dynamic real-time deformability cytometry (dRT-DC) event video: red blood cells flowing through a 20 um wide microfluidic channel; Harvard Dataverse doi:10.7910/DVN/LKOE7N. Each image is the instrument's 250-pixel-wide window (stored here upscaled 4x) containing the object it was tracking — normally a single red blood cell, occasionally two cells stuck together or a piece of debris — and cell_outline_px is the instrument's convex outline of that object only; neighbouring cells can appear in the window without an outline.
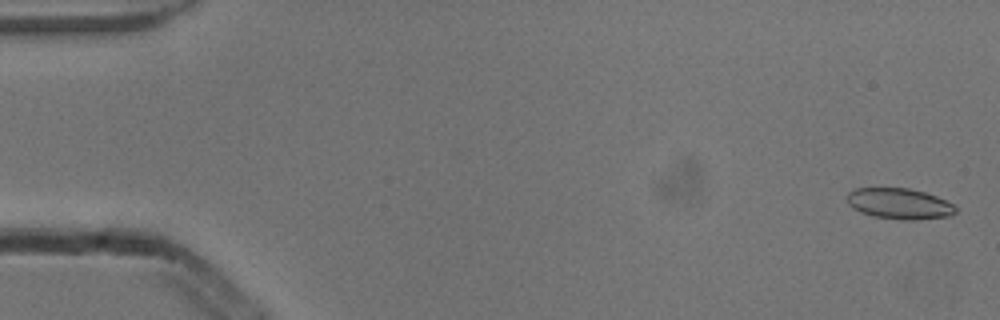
{"species": "common noctule bat (a hibernating species)", "species_latin": "Nyctalus noctula", "temperature_condition": "cold", "stored_images_in_passage": 6, "camera_frame_rate_fps": 3000, "um_per_image_px": 0.085, "animal": {"sex": "male", "body_mass_g": 13.3}, "frame": {"image": 1, "passage_image": 1, "time_ms": 0.0, "image_size_px": [1000, 320], "cell_outline_px": [[956, 212], [948, 216], [916, 220], [904, 220], [872, 216], [860, 212], [852, 208], [848, 204], [848, 192], [856, 188], [908, 188], [924, 192], [936, 196], [952, 204], [956, 208]], "centroid_in_image_um": [76.42, 17.32], "position_along_channel_um": 8.6, "area_um2": 19.42}}
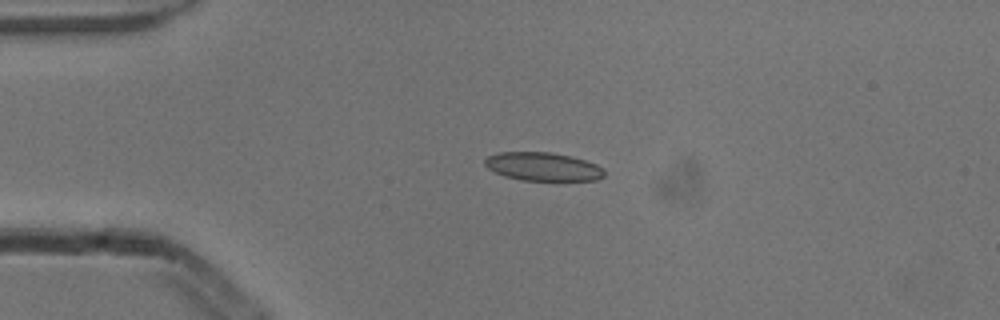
{"frame": {"image": 2, "passage_image": 4, "time_ms": 1.0, "image_size_px": [1000, 320], "cell_outline_px": [[604, 176], [596, 180], [520, 180], [504, 176], [488, 168], [484, 164], [484, 160], [488, 156], [500, 152], [552, 152], [572, 156], [596, 164], [604, 168]], "centroid_in_image_um": [46.15, 14.16], "position_along_channel_um": 38.8, "area_um2": 19.77}}
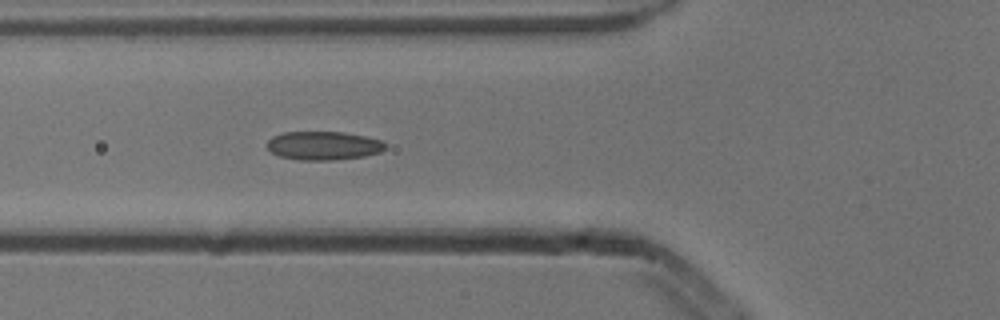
{"frame": {"image": 3, "passage_image": 6, "time_ms": 1.667, "image_size_px": [1000, 320], "cell_outline_px": [[388, 148], [380, 152], [364, 156], [332, 160], [300, 160], [280, 156], [272, 152], [268, 148], [268, 140], [272, 136], [284, 132], [344, 132], [384, 140], [388, 144]], "centroid_in_image_um": [27.56, 12.37], "position_along_channel_um": 98.2, "area_um2": 19.83}}